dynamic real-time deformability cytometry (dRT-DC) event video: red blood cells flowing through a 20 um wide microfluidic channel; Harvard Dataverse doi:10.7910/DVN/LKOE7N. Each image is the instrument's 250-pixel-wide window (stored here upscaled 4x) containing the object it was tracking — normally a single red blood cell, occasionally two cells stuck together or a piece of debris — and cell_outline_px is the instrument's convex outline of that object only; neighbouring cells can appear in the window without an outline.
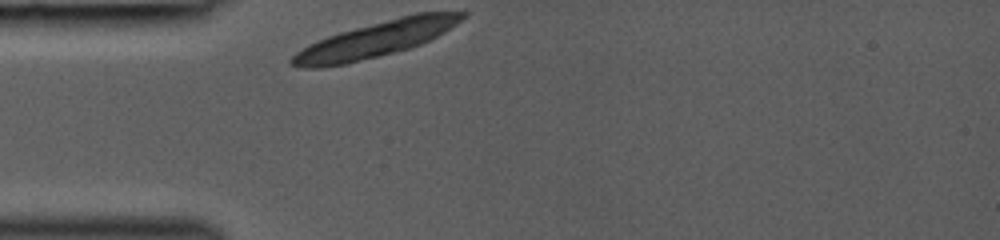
{"species": "common noctule bat (a hibernating species)", "species_latin": "Nyctalus noctula", "temperature_condition": "room temperature", "stored_images_in_passage": 27, "camera_frame_rate_fps": 3000, "um_per_image_px": 0.085, "animal": {"sex": "female", "body_mass_g": 19.0, "forearm_length_mm": 53.3}, "frame": {"image": 1, "passage_image": 1, "time_ms": 0.0, "image_size_px": [1000, 240], "cell_outline_px": [[468, 16], [444, 32], [420, 44], [408, 48], [344, 64], [320, 68], [304, 68], [288, 64], [288, 60], [296, 52], [328, 36], [340, 32], [400, 16], [416, 12], [468, 12]], "centroid_in_image_um": [31.94, 3.34], "position_along_channel_um": 53.1, "area_um2": 34.68}}